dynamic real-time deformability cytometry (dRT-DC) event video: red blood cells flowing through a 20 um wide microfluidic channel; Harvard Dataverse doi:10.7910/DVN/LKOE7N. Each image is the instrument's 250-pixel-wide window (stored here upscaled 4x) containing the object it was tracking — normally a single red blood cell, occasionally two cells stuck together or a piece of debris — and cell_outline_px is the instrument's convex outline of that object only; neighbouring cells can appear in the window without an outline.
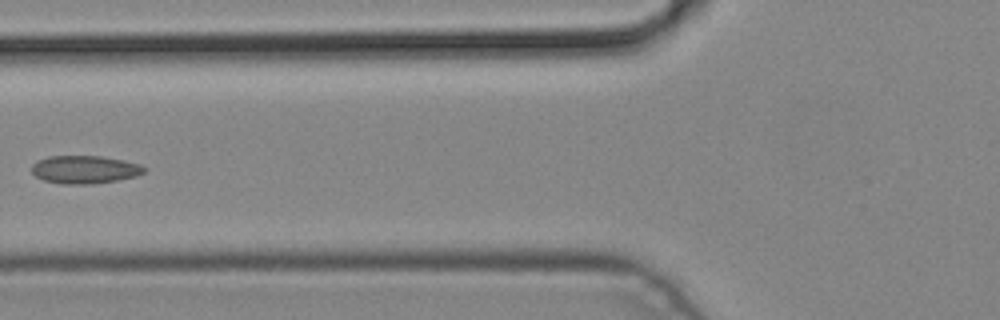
{"species": "common noctule bat (a hibernating species)", "species_latin": "Nyctalus noctula", "temperature_condition": "cold", "stored_images_in_passage": 6, "camera_frame_rate_fps": 3000, "um_per_image_px": 0.085, "animal": {"sex": "male", "body_mass_g": 19.2, "forearm_length_mm": 51.8}, "frame": {"image": 1, "passage_image": 6, "time_ms": 1.667, "image_size_px": [1000, 320], "cell_outline_px": [[148, 168], [144, 172], [136, 176], [116, 180], [88, 184], [60, 184], [44, 180], [36, 176], [32, 172], [32, 164], [36, 160], [48, 156], [100, 156], [124, 160], [140, 164]], "centroid_in_image_um": [7.19, 14.4], "position_along_channel_um": 118.6, "area_um2": 18.38}}